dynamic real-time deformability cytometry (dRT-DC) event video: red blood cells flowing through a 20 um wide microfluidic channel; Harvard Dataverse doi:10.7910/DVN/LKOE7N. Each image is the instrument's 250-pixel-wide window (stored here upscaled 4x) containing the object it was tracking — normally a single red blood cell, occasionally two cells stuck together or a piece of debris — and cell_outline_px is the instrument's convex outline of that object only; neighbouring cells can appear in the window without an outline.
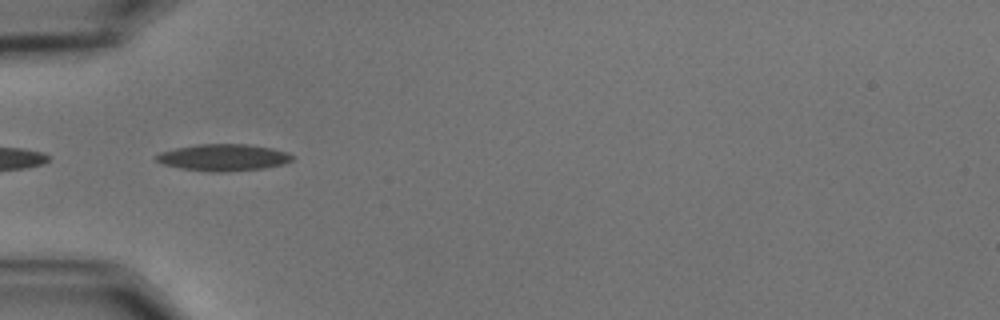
{"species": "common noctule bat (a hibernating species)", "species_latin": "Nyctalus noctula", "temperature_condition": "cold", "stored_images_in_passage": 3, "camera_frame_rate_fps": 3000, "um_per_image_px": 0.085, "animal": {"sex": "male", "body_mass_g": 15.6}, "frame": {"image": 1, "passage_image": 1, "time_ms": 0.0, "image_size_px": [1000, 320], "cell_outline_px": [[292, 160], [284, 164], [264, 168], [220, 172], [212, 172], [180, 168], [164, 164], [156, 160], [152, 156], [160, 152], [176, 148], [196, 144], [244, 144], [272, 148], [288, 152], [292, 156]], "centroid_in_image_um": [18.96, 13.38], "position_along_channel_um": 66.0, "area_um2": 21.15}}